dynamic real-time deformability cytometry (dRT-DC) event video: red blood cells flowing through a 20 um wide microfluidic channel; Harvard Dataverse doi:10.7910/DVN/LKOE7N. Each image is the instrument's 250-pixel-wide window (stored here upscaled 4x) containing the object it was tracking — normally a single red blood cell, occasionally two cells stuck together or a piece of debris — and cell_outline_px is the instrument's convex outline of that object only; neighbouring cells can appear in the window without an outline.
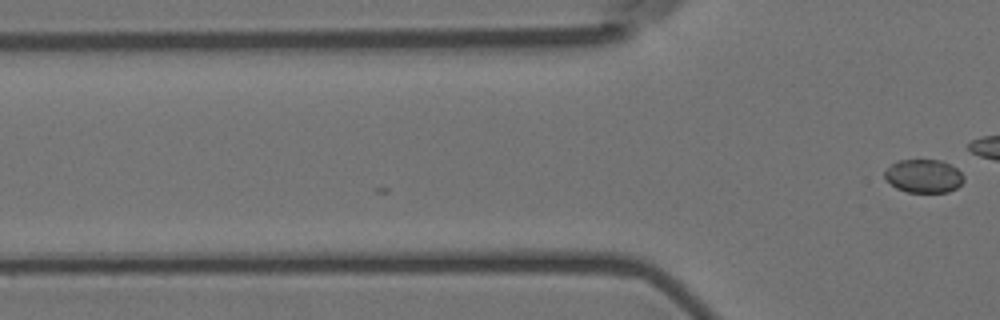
{"species": "Egyptian fruit bat (a non-hibernating species)", "species_latin": "Rousettus aegyptiacus", "temperature_condition": "room temperature", "stored_images_in_passage": 5, "camera_frame_rate_fps": 3000, "um_per_image_px": 0.085, "animal": {"sex": "female"}, "frame": {"image": 1, "passage_image": 5, "time_ms": 1.333, "image_size_px": [1000, 320], "cell_outline_px": [[964, 180], [956, 188], [948, 192], [908, 192], [896, 188], [884, 176], [884, 172], [892, 164], [900, 160], [940, 160], [956, 168], [964, 176]], "centroid_in_image_um": [78.52, 14.97], "position_along_channel_um": 47.3, "area_um2": 15.14}}